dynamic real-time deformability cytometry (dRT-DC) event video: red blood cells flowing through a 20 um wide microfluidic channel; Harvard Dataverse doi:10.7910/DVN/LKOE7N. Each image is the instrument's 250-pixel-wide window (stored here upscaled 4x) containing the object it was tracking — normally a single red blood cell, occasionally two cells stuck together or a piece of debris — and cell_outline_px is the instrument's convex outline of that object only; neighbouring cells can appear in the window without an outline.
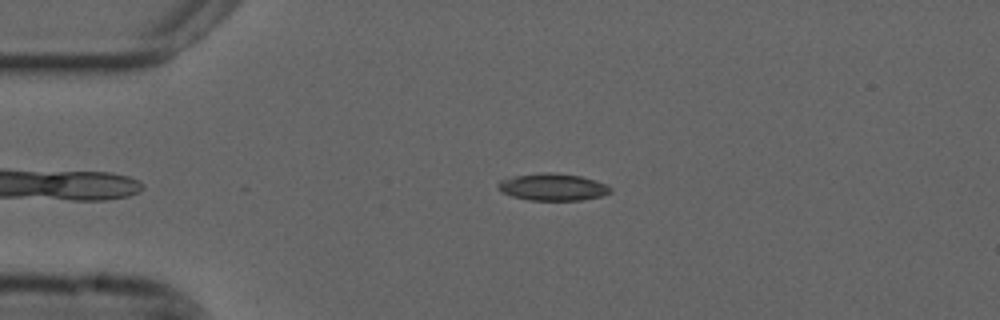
{"species": "common noctule bat (a hibernating species)", "species_latin": "Nyctalus noctula", "temperature_condition": "cold", "stored_images_in_passage": 40, "camera_frame_rate_fps": 3000, "um_per_image_px": 0.085, "animal": {"sex": "male", "forearm_length_mm": 52.5}, "frame": {"image": 1, "passage_image": 4, "time_ms": 1.0, "image_size_px": [1000, 320], "cell_outline_px": [[612, 192], [604, 196], [580, 200], [528, 200], [512, 196], [496, 188], [496, 184], [500, 180], [512, 176], [548, 172], [552, 172], [580, 176], [596, 180], [608, 184], [612, 188]], "centroid_in_image_um": [47.01, 15.9], "position_along_channel_um": 38.0, "area_um2": 17.92}}
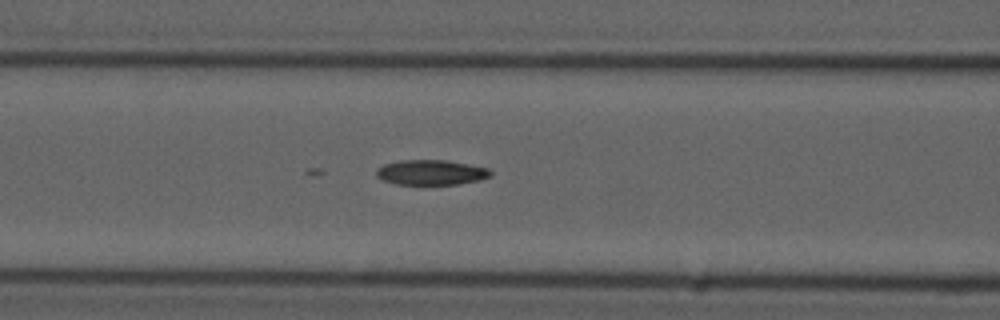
{"frame": {"image": 2, "passage_image": 14, "time_ms": 4.333, "image_size_px": [1000, 320], "cell_outline_px": [[492, 176], [480, 180], [456, 184], [396, 184], [384, 180], [376, 176], [376, 168], [384, 164], [400, 160], [444, 160], [488, 168], [492, 172]], "centroid_in_image_um": [36.63, 14.65], "position_along_channel_um": 130.0, "area_um2": 16.59}}
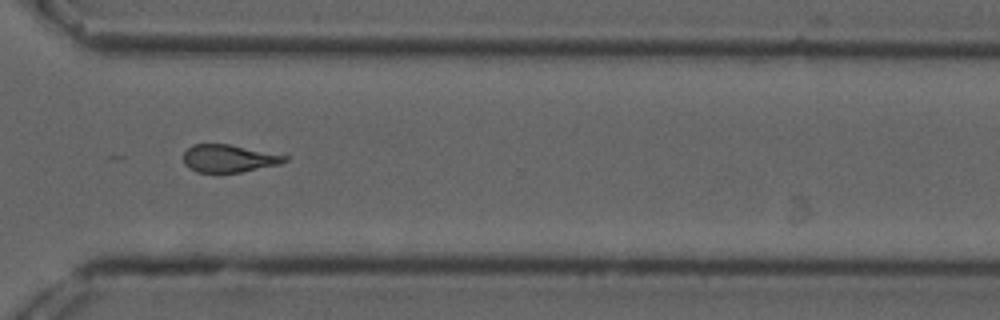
{"frame": {"image": 3, "passage_image": 32, "time_ms": 10.333, "image_size_px": [1000, 320], "cell_outline_px": [[288, 160], [280, 164], [240, 172], [196, 172], [188, 168], [184, 164], [184, 152], [192, 144], [228, 144], [288, 156]], "centroid_in_image_um": [19.42, 13.47], "position_along_channel_um": 351.2, "area_um2": 16.18}}